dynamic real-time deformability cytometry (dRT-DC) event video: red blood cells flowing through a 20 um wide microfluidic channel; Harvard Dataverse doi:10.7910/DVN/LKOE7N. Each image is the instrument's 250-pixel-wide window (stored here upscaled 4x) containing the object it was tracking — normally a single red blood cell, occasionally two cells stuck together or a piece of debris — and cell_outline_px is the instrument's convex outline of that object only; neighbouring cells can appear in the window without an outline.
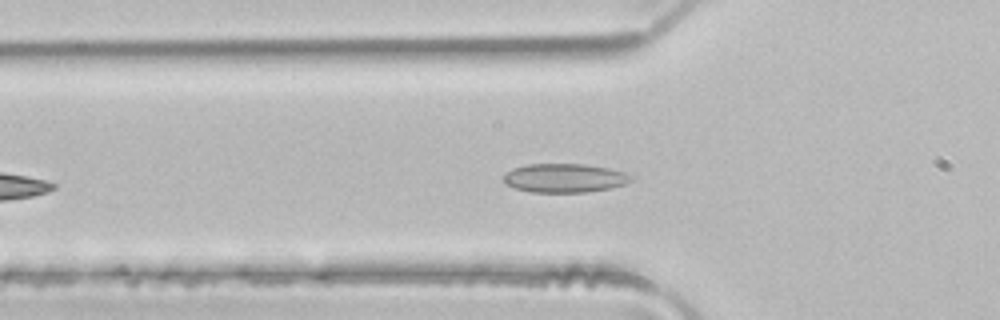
{"species": "common noctule bat (a hibernating species)", "species_latin": "Nyctalus noctula", "temperature_condition": "room temperature", "stored_images_in_passage": 28, "camera_frame_rate_fps": 3000, "um_per_image_px": 0.085, "animal": {"sex": "male", "body_mass_g": 21.5, "forearm_length_mm": 52.0}, "frame": {"image": 1, "passage_image": 10, "time_ms": 3.0, "image_size_px": [1000, 320], "cell_outline_px": [[632, 180], [624, 184], [608, 188], [588, 192], [528, 192], [504, 184], [504, 176], [512, 168], [528, 164], [584, 164], [608, 168], [624, 172], [632, 176]], "centroid_in_image_um": [47.96, 15.13], "position_along_channel_um": 77.8, "area_um2": 21.33}}
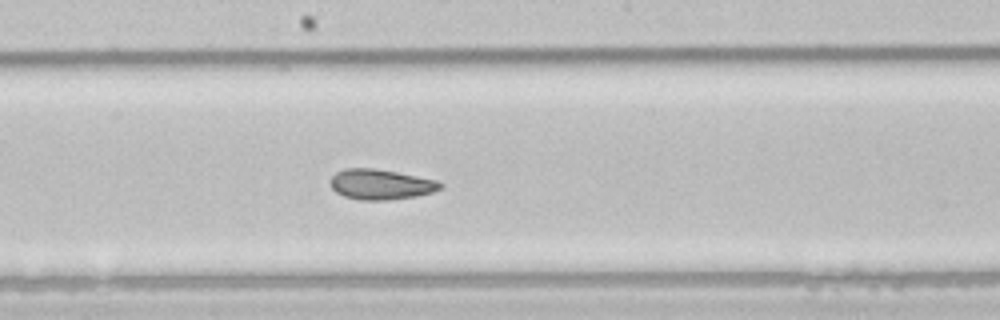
{"frame": {"image": 2, "passage_image": 20, "time_ms": 6.333, "image_size_px": [1000, 320], "cell_outline_px": [[444, 184], [440, 188], [432, 192], [416, 196], [388, 200], [360, 200], [344, 196], [336, 192], [332, 188], [332, 176], [336, 172], [344, 168], [376, 168], [436, 180]], "centroid_in_image_um": [32.36, 15.67], "position_along_channel_um": 215.8, "area_um2": 19.25}}
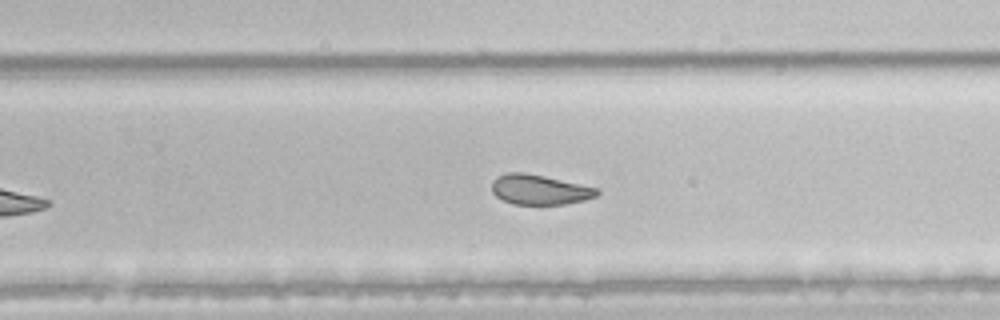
{"frame": {"image": 3, "passage_image": 25, "time_ms": 8.0, "image_size_px": [1000, 320], "cell_outline_px": [[600, 192], [596, 196], [584, 200], [564, 204], [512, 204], [496, 196], [492, 192], [492, 180], [496, 176], [508, 172], [524, 172], [544, 176], [600, 188]], "centroid_in_image_um": [45.86, 16.11], "position_along_channel_um": 283.9, "area_um2": 18.44}}